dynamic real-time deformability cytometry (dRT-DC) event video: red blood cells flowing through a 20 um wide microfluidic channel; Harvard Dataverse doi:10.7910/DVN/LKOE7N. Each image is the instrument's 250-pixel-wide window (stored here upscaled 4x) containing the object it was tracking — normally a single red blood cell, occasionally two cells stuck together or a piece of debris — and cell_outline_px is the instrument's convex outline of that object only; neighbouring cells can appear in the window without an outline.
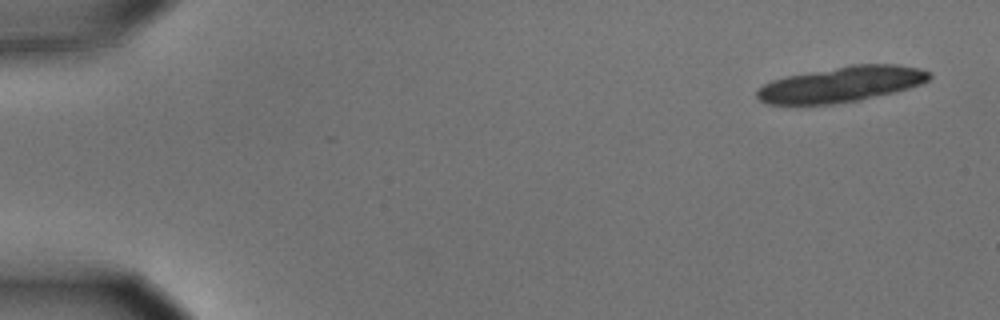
{"species": "common noctule bat (a hibernating species)", "species_latin": "Nyctalus noctula", "temperature_condition": "cold", "stored_images_in_passage": 7, "camera_frame_rate_fps": 3000, "um_per_image_px": 0.085, "animal": {"sex": "male", "body_mass_g": 15.6}, "frame": {"image": 1, "passage_image": 1, "time_ms": 0.0, "image_size_px": [1000, 320], "cell_outline_px": [[932, 76], [928, 80], [920, 84], [908, 88], [860, 100], [832, 104], [768, 104], [760, 100], [756, 96], [756, 92], [764, 84], [772, 80], [784, 76], [852, 64], [896, 64], [920, 68], [932, 72]], "centroid_in_image_um": [71.53, 7.15], "position_along_channel_um": 13.5, "area_um2": 35.66}}
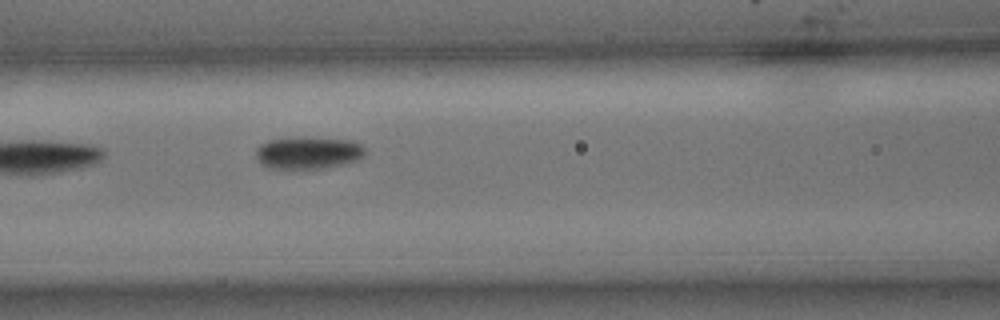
{"frame": {"image": 2, "passage_image": 7, "time_ms": 2.0, "image_size_px": [1000, 320], "cell_outline_px": [[364, 152], [356, 160], [344, 164], [324, 168], [300, 172], [268, 168], [256, 156], [256, 148], [260, 144], [268, 140], [288, 136], [308, 136], [352, 140], [360, 144], [364, 148]], "centroid_in_image_um": [26.13, 12.99], "position_along_channel_um": 140.5, "area_um2": 21.56}}